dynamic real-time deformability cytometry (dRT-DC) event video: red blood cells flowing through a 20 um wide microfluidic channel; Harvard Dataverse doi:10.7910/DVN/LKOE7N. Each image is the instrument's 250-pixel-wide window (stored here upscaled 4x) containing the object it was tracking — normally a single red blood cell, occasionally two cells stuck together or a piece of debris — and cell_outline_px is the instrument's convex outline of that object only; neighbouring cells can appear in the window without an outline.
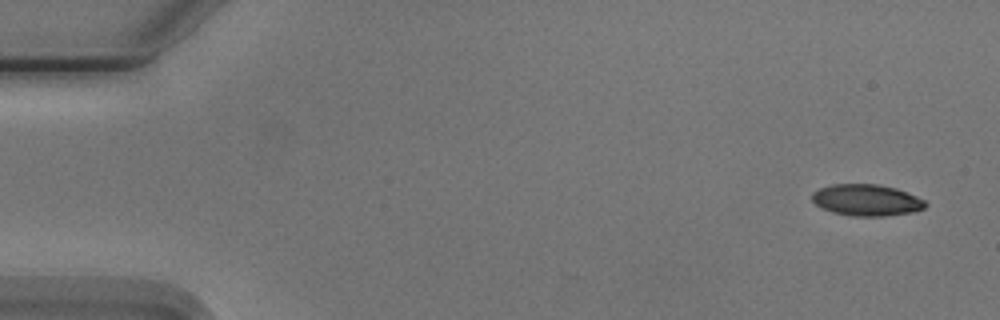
{"species": "Egyptian fruit bat (a non-hibernating species)", "species_latin": "Rousettus aegyptiacus", "temperature_condition": "cold", "stored_images_in_passage": 6, "camera_frame_rate_fps": 3000, "um_per_image_px": 0.085, "animal": {"sex": "male"}, "frame": {"image": 1, "passage_image": 1, "time_ms": 0.0, "image_size_px": [1000, 320], "cell_outline_px": [[928, 204], [924, 208], [908, 212], [884, 216], [852, 216], [832, 212], [816, 204], [812, 200], [812, 192], [820, 188], [832, 184], [876, 184], [896, 188], [916, 196], [924, 200]], "centroid_in_image_um": [73.64, 17.0], "position_along_channel_um": 11.4, "area_um2": 20.58}}
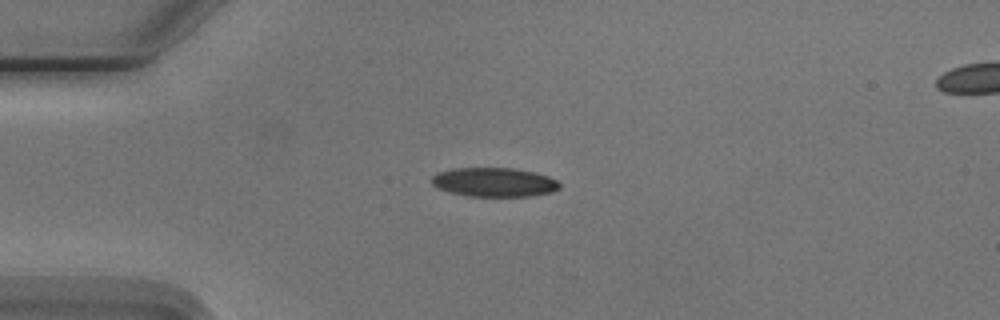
{"frame": {"image": 2, "passage_image": 4, "time_ms": 3.667, "image_size_px": [1000, 320], "cell_outline_px": [[560, 188], [552, 192], [532, 196], [468, 196], [452, 192], [440, 188], [432, 184], [432, 176], [436, 172], [452, 168], [516, 168], [536, 172], [548, 176], [556, 180], [560, 184]], "centroid_in_image_um": [42.03, 15.47], "position_along_channel_um": 43.0, "area_um2": 21.73}}
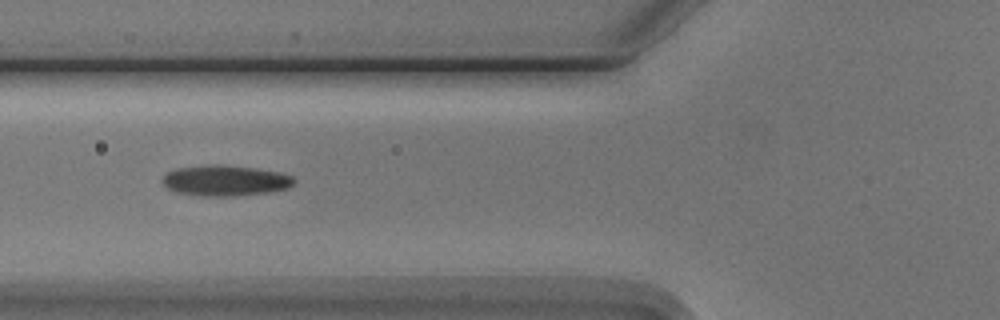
{"frame": {"image": 3, "passage_image": 6, "time_ms": 6.0, "image_size_px": [1000, 320], "cell_outline_px": [[296, 180], [288, 188], [272, 192], [232, 196], [204, 196], [176, 192], [168, 188], [164, 184], [164, 176], [168, 172], [180, 168], [256, 168], [280, 172], [292, 176]], "centroid_in_image_um": [19.24, 15.41], "position_along_channel_um": 106.6, "area_um2": 22.2}}